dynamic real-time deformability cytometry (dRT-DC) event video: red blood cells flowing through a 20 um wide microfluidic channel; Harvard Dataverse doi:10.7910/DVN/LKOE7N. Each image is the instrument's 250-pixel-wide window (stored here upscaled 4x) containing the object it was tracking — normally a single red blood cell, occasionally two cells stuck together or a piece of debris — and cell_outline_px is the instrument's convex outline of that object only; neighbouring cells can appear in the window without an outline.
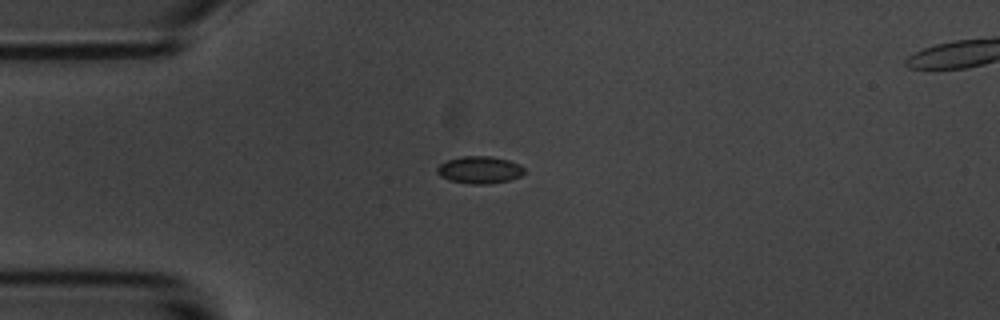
{"species": "common noctule bat (a hibernating species)", "species_latin": "Nyctalus noctula", "temperature_condition": "room temperature", "stored_images_in_passage": 43, "camera_frame_rate_fps": 3000, "um_per_image_px": 0.085, "animal": {"sex": "male", "body_mass_g": 20.1, "forearm_length_mm": 53.5}, "frame": {"image": 1, "passage_image": 1, "time_ms": 0.0, "image_size_px": [1000, 320], "cell_outline_px": [[524, 172], [520, 176], [508, 180], [488, 184], [472, 184], [452, 180], [440, 176], [436, 172], [436, 168], [440, 164], [448, 160], [464, 156], [492, 156], [508, 160], [520, 164], [524, 168]], "centroid_in_image_um": [40.77, 14.43], "position_along_channel_um": 44.2, "area_um2": 13.7}}
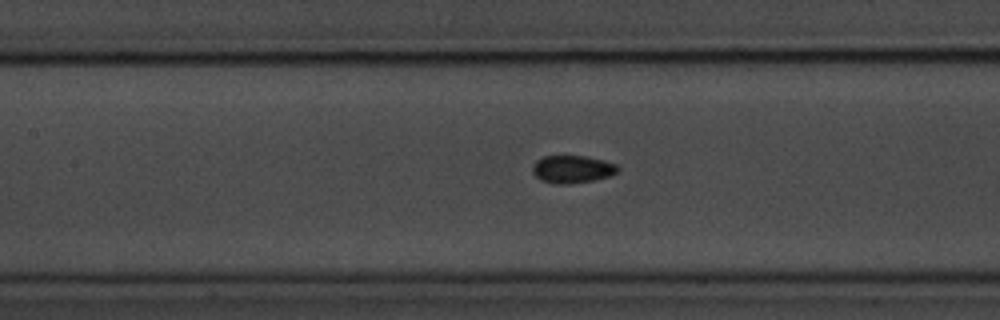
{"frame": {"image": 2, "passage_image": 12, "time_ms": 3.667, "image_size_px": [1000, 320], "cell_outline_px": [[620, 168], [616, 172], [608, 176], [592, 180], [568, 184], [552, 184], [540, 180], [532, 172], [532, 164], [536, 160], [544, 156], [584, 156], [616, 164]], "centroid_in_image_um": [48.58, 14.39], "position_along_channel_um": 158.8, "area_um2": 13.64}}
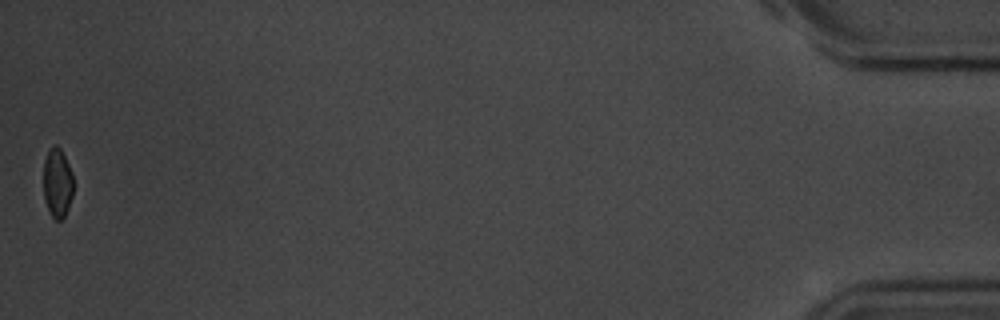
{"frame": {"image": 3, "passage_image": 43, "time_ms": 14.0, "image_size_px": [1000, 320], "cell_outline_px": [[72, 196], [68, 208], [64, 216], [60, 220], [56, 220], [52, 216], [44, 200], [44, 160], [52, 144], [56, 144], [60, 148], [72, 172]], "centroid_in_image_um": [4.87, 15.53], "position_along_channel_um": 430.3, "area_um2": 11.91}, "authors_computed_cell_mechanics": {"area_um2": 13.3518, "velocity_mm_per_s": 3.5721, "shape_relaxation_time_tau1_ms": 7.6076, "shape_relaxation_time_tau2_ms": 2.3703, "deformation_change_tau1": 0.0985, "deformation_change_tau2": 0.0462}}